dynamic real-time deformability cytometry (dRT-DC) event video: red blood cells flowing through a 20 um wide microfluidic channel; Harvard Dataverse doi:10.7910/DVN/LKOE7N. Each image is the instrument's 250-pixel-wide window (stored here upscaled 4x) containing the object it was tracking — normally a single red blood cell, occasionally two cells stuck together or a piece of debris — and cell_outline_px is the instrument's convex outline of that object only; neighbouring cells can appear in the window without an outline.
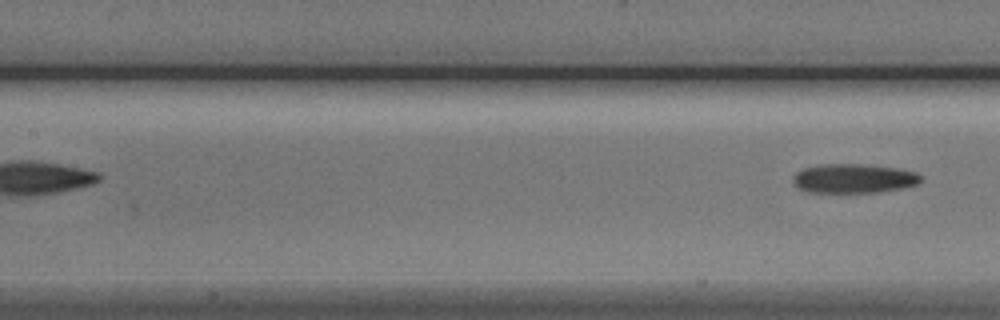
{"species": "Egyptian fruit bat (a non-hibernating species)", "species_latin": "Rousettus aegyptiacus", "temperature_condition": "cold", "stored_images_in_passage": 6, "segment_of_instrument_passage": [2, 2], "camera_frame_rate_fps": 3000, "um_per_image_px": 0.085, "animal": {"sex": "male"}, "frame": {"image": 1, "passage_image": 6, "time_ms": 6.0, "image_size_px": [1000, 320], "cell_outline_px": [[920, 180], [916, 184], [900, 188], [880, 192], [804, 192], [796, 188], [792, 184], [792, 176], [796, 172], [804, 168], [820, 164], [860, 164], [896, 168], [916, 172], [920, 176]], "centroid_in_image_um": [72.46, 15.17], "position_along_channel_um": 134.9, "area_um2": 21.79}}